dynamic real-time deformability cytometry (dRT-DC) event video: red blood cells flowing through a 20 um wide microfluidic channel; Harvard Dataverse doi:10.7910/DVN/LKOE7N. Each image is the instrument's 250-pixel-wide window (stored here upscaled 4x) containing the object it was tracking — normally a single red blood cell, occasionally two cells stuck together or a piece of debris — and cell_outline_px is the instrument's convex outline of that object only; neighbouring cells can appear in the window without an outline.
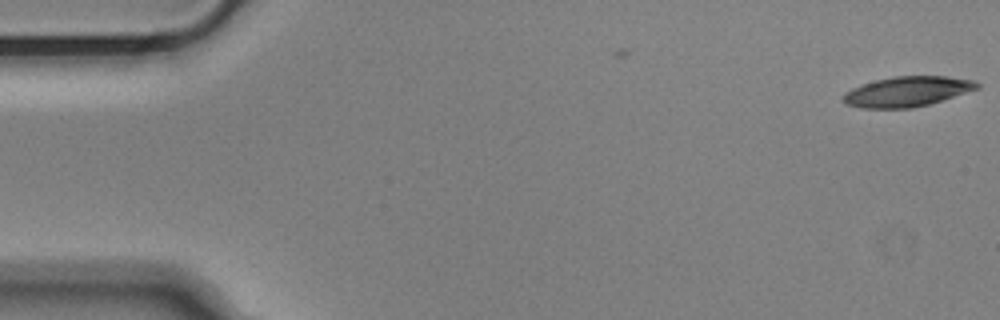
{"species": "Egyptian fruit bat (a non-hibernating species)", "species_latin": "Rousettus aegyptiacus", "temperature_condition": "cold", "stored_images_in_passage": 4, "camera_frame_rate_fps": 3000, "um_per_image_px": 0.085, "animal": {"sex": "male"}, "frame": {"image": 1, "passage_image": 4, "time_ms": 1.0, "image_size_px": [1000, 320], "cell_outline_px": [[980, 88], [928, 104], [912, 108], [860, 108], [844, 104], [840, 100], [844, 92], [860, 84], [892, 76], [948, 76], [972, 80], [980, 84]], "centroid_in_image_um": [77.04, 7.78], "position_along_channel_um": 8.0, "area_um2": 23.64}}